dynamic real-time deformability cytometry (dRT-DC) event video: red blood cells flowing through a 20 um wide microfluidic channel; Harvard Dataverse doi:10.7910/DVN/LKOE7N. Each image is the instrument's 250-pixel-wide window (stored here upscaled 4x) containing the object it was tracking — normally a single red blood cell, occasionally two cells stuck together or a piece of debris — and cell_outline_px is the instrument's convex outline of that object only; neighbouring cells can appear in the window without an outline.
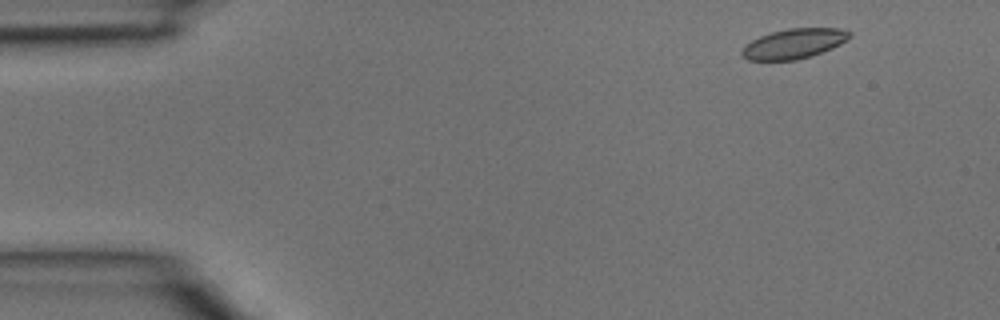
{"species": "common noctule bat (a hibernating species)", "species_latin": "Nyctalus noctula", "temperature_condition": "room temperature", "stored_images_in_passage": 4, "camera_frame_rate_fps": 3000, "um_per_image_px": 0.085, "animal": {"sex": "male", "body_mass_g": 15.6}, "frame": {"image": 1, "passage_image": 1, "time_ms": 0.0, "image_size_px": [1000, 320], "cell_outline_px": [[852, 36], [848, 40], [832, 48], [812, 56], [796, 60], [748, 60], [740, 52], [752, 40], [760, 36], [772, 32], [788, 28], [840, 28], [852, 32]], "centroid_in_image_um": [67.54, 3.7], "position_along_channel_um": 17.5, "area_um2": 18.73}}
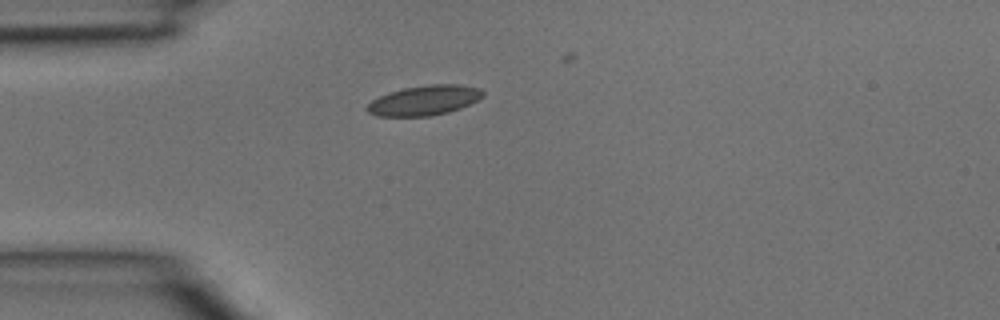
{"frame": {"image": 2, "passage_image": 3, "time_ms": 0.667, "image_size_px": [1000, 320], "cell_outline_px": [[484, 96], [460, 108], [448, 112], [428, 116], [376, 116], [368, 112], [364, 108], [372, 100], [388, 92], [404, 88], [432, 84], [460, 84], [480, 88], [484, 92]], "centroid_in_image_um": [36.05, 8.53], "position_along_channel_um": 49.0, "area_um2": 20.11}}